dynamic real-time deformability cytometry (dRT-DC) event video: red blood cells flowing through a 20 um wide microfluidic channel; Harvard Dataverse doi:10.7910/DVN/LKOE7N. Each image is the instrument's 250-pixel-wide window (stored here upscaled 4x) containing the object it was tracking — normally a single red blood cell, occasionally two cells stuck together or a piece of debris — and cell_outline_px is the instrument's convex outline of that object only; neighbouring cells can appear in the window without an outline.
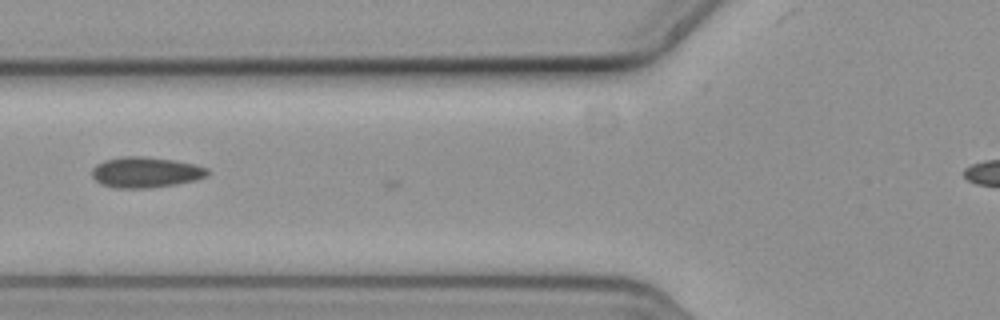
{"species": "common noctule bat (a hibernating species)", "species_latin": "Nyctalus noctula", "temperature_condition": "cold", "stored_images_in_passage": 7, "camera_frame_rate_fps": 3000, "um_per_image_px": 0.085, "animal": {"sex": "female", "body_mass_g": 19.3, "forearm_length_mm": 54.1}, "frame": {"image": 1, "passage_image": 6, "time_ms": 1.667, "image_size_px": [1000, 320], "cell_outline_px": [[208, 176], [196, 180], [176, 184], [148, 188], [112, 188], [100, 184], [92, 176], [92, 168], [96, 164], [104, 160], [124, 156], [140, 156], [176, 160], [196, 164], [208, 168]], "centroid_in_image_um": [12.38, 14.64], "position_along_channel_um": 113.4, "area_um2": 20.87}}